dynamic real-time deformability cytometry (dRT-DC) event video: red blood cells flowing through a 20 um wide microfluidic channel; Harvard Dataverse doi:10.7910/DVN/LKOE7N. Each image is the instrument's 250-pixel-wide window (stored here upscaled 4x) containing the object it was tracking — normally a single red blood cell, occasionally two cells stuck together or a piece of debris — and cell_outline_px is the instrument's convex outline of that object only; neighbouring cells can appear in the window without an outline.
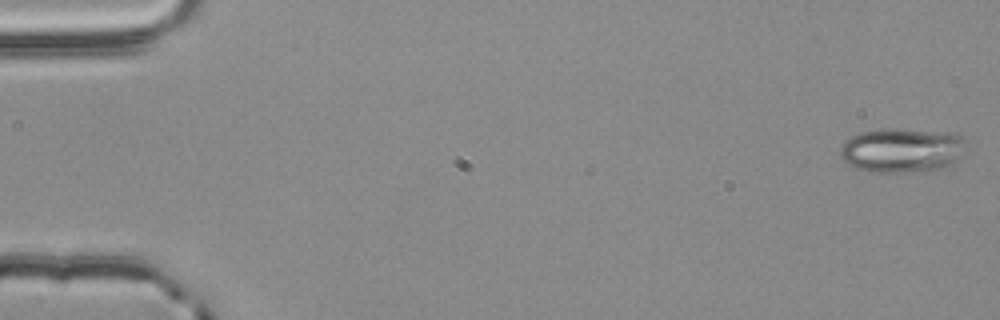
{"species": "common noctule bat (a hibernating species)", "species_latin": "Nyctalus noctula", "temperature_condition": "room temperature", "stored_images_in_passage": 53, "camera_frame_rate_fps": 3000, "um_per_image_px": 0.085, "animal": {"sex": "male", "body_mass_g": 20.4}, "frame": {"image": 1, "passage_image": 1, "time_ms": 0.0, "image_size_px": [1000, 320], "cell_outline_px": [[964, 140], [952, 164], [944, 168], [924, 172], [876, 172], [856, 168], [848, 164], [840, 156], [840, 148], [844, 140], [860, 132], [880, 128], [888, 128], [956, 132], [964, 136]], "centroid_in_image_um": [76.61, 12.75], "position_along_channel_um": 8.4, "area_um2": 32.71}}
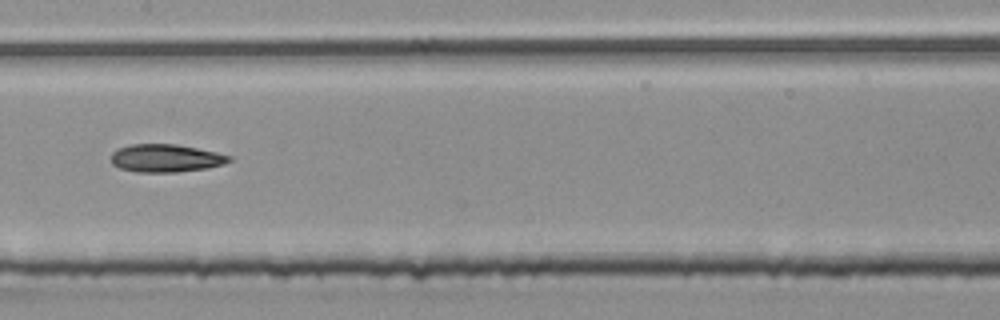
{"frame": {"image": 2, "passage_image": 28, "time_ms": 9.0, "image_size_px": [1000, 320], "cell_outline_px": [[232, 160], [224, 164], [208, 168], [176, 172], [136, 172], [120, 168], [112, 164], [112, 152], [116, 148], [132, 144], [176, 144], [216, 152], [232, 156]], "centroid_in_image_um": [14.09, 13.44], "position_along_channel_um": 193.3, "area_um2": 19.25}}
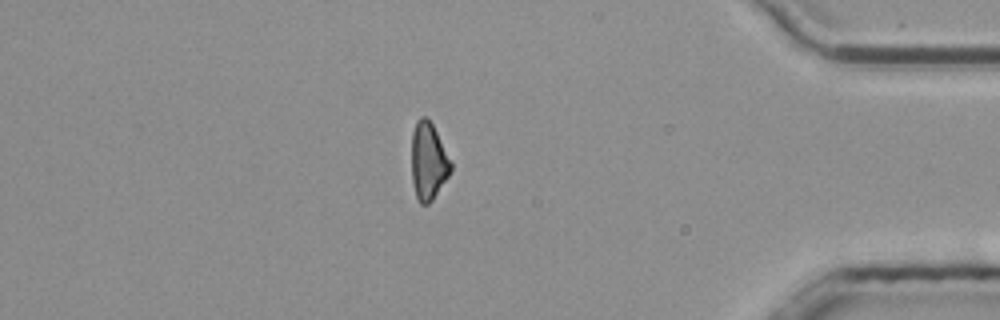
{"frame": {"image": 3, "passage_image": 47, "time_ms": 15.333, "image_size_px": [1000, 320], "cell_outline_px": [[452, 168], [448, 176], [432, 200], [428, 204], [420, 204], [416, 196], [412, 180], [412, 132], [416, 120], [420, 116], [424, 116], [432, 124], [452, 164]], "centroid_in_image_um": [36.39, 13.71], "position_along_channel_um": 398.8, "area_um2": 17.4}}